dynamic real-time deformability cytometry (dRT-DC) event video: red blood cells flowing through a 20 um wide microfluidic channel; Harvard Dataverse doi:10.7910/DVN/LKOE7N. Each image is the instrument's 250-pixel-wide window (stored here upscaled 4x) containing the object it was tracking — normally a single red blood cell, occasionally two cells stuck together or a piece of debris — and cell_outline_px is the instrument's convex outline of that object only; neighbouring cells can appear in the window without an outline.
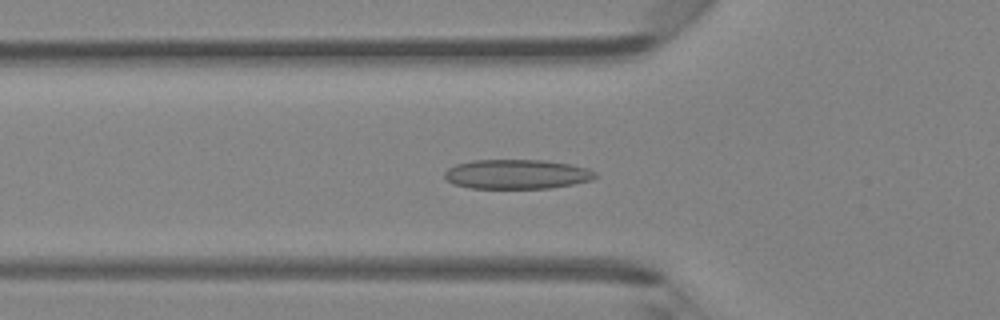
{"species": "Egyptian fruit bat (a non-hibernating species)", "species_latin": "Rousettus aegyptiacus", "temperature_condition": "room temperature", "stored_images_in_passage": 47, "camera_frame_rate_fps": 3000, "um_per_image_px": 0.085, "animal": {"sex": "female"}, "frame": {"image": 1, "passage_image": 16, "time_ms": 5.0, "image_size_px": [1000, 320], "cell_outline_px": [[600, 176], [592, 180], [572, 184], [548, 188], [468, 188], [456, 184], [448, 180], [444, 176], [444, 172], [448, 168], [456, 164], [472, 160], [544, 160], [572, 164], [588, 168], [596, 172]], "centroid_in_image_um": [43.97, 14.8], "position_along_channel_um": 81.8, "area_um2": 26.01}}
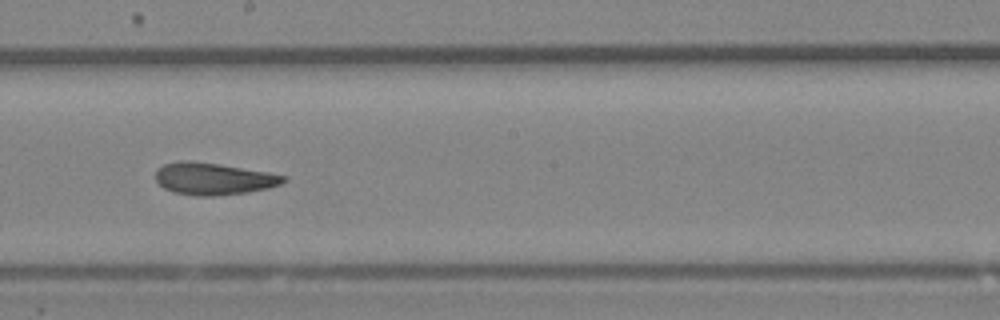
{"frame": {"image": 2, "passage_image": 26, "time_ms": 8.333, "image_size_px": [1000, 320], "cell_outline_px": [[288, 180], [280, 184], [268, 188], [248, 192], [216, 196], [196, 196], [172, 192], [164, 188], [156, 180], [156, 168], [164, 164], [180, 160], [192, 160], [220, 164], [268, 172], [288, 176]], "centroid_in_image_um": [18.14, 15.19], "position_along_channel_um": 230.1, "area_um2": 24.16}}
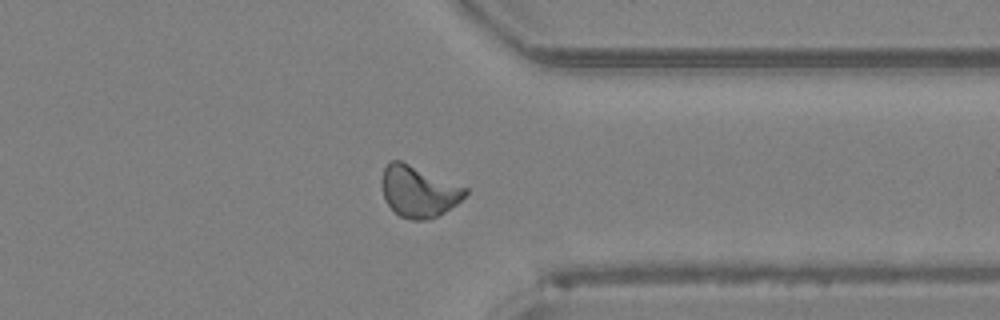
{"frame": {"image": 3, "passage_image": 36, "time_ms": 11.667, "image_size_px": [1000, 320], "cell_outline_px": [[468, 192], [456, 204], [444, 212], [428, 220], [412, 220], [400, 216], [384, 200], [380, 180], [384, 168], [392, 160], [400, 160], [468, 188]], "centroid_in_image_um": [35.55, 16.27], "position_along_channel_um": 375.8, "area_um2": 24.8}}